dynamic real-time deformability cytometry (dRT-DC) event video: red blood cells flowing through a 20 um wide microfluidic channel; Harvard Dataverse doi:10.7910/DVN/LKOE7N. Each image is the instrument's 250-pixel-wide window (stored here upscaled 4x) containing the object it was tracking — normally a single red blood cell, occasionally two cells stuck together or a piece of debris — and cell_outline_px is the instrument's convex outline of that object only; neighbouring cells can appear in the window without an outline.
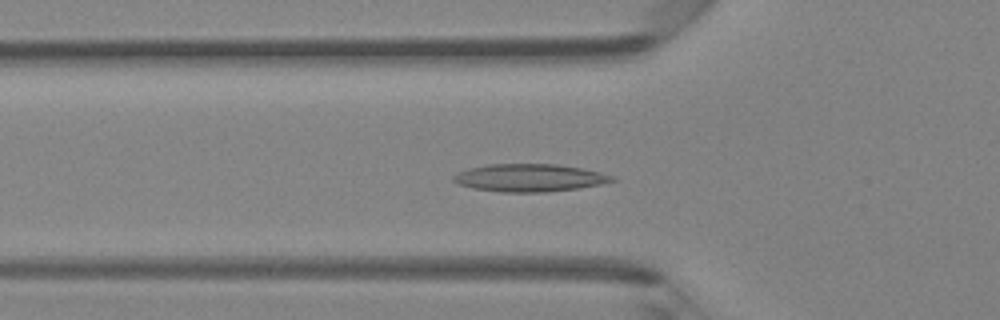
{"species": "Egyptian fruit bat (a non-hibernating species)", "species_latin": "Rousettus aegyptiacus", "temperature_condition": "room temperature", "stored_images_in_passage": 38, "camera_frame_rate_fps": 3000, "um_per_image_px": 0.085, "animal": {"sex": "female"}, "frame": {"image": 1, "passage_image": 7, "time_ms": 2.0, "image_size_px": [1000, 320], "cell_outline_px": [[616, 180], [600, 184], [580, 188], [544, 192], [500, 192], [472, 188], [460, 184], [452, 180], [452, 176], [468, 168], [488, 164], [556, 164], [580, 168], [600, 172], [612, 176]], "centroid_in_image_um": [44.98, 15.11], "position_along_channel_um": 80.8, "area_um2": 25.43}}
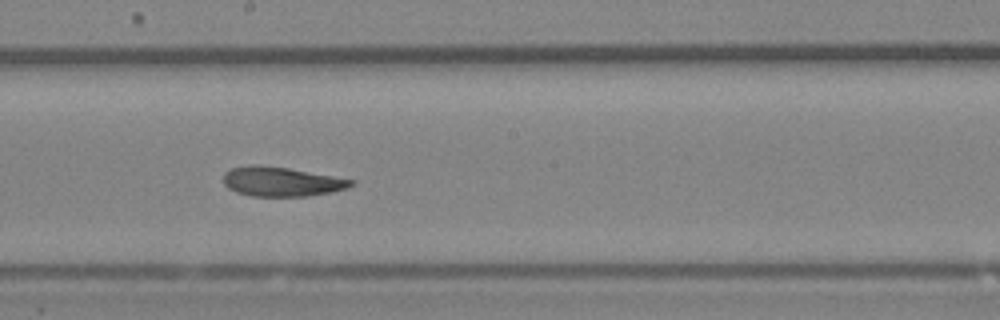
{"frame": {"image": 2, "passage_image": 17, "time_ms": 5.333, "image_size_px": [1000, 320], "cell_outline_px": [[356, 184], [348, 188], [332, 192], [308, 196], [252, 196], [236, 192], [228, 188], [224, 184], [224, 172], [232, 168], [248, 164], [260, 164], [288, 168], [356, 180]], "centroid_in_image_um": [23.94, 15.43], "position_along_channel_um": 224.3, "area_um2": 22.14}}
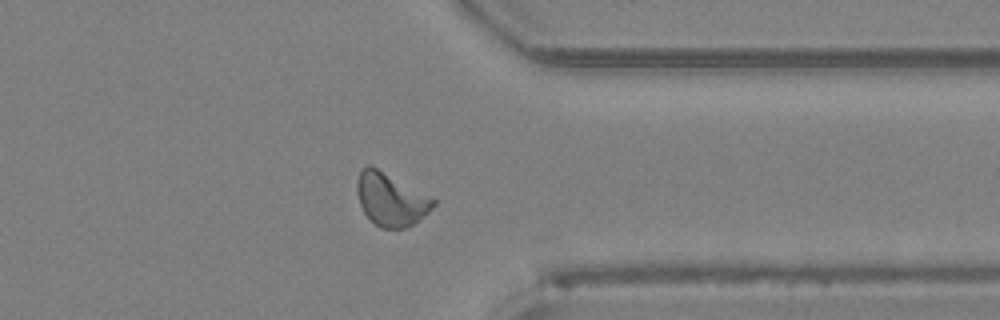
{"frame": {"image": 3, "passage_image": 28, "time_ms": 9.0, "image_size_px": [1000, 320], "cell_outline_px": [[436, 204], [428, 212], [408, 228], [380, 228], [364, 212], [360, 204], [356, 192], [356, 180], [360, 172], [368, 164], [432, 196], [436, 200]], "centroid_in_image_um": [33.23, 16.95], "position_along_channel_um": 378.2, "area_um2": 23.35}, "authors_computed_cell_mechanics": {"area_um2": 22.6576, "velocity_mm_per_s": 4.3209, "shape_relaxation_time_tau1_ms": 6.9387, "shape_relaxation_time_tau2_ms": 2.0044, "deformation_change_tau1": 0.1771, "deformation_change_tau2": 0.0832}}